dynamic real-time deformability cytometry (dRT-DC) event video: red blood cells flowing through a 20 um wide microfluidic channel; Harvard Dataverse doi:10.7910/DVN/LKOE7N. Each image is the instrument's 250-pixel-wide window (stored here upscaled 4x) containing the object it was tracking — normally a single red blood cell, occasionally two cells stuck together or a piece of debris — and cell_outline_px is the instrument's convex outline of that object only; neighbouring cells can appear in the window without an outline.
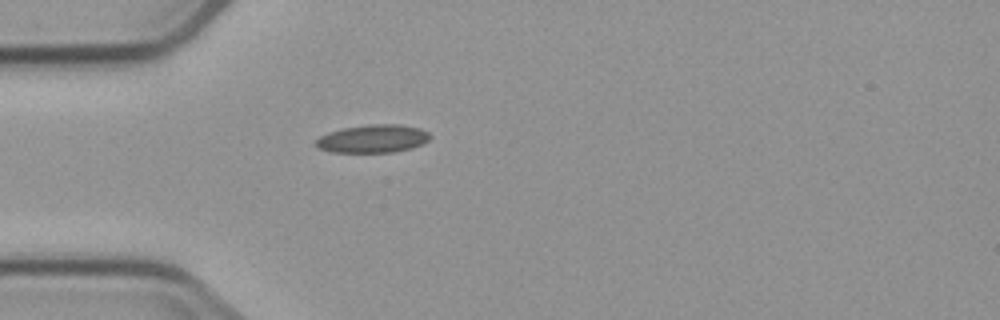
{"species": "common noctule bat (a hibernating species)", "species_latin": "Nyctalus noctula", "temperature_condition": "cold", "stored_images_in_passage": 3, "camera_frame_rate_fps": 3000, "um_per_image_px": 0.085, "animal": {"sex": "male", "body_mass_g": 23.1, "forearm_length_mm": 52.7}, "frame": {"image": 1, "passage_image": 3, "time_ms": 2.333, "image_size_px": [1000, 320], "cell_outline_px": [[432, 136], [428, 140], [412, 148], [392, 152], [332, 152], [320, 148], [316, 144], [316, 140], [320, 136], [328, 132], [344, 128], [372, 124], [400, 124], [420, 128], [428, 132]], "centroid_in_image_um": [31.72, 11.78], "position_along_channel_um": 53.3, "area_um2": 18.5}}